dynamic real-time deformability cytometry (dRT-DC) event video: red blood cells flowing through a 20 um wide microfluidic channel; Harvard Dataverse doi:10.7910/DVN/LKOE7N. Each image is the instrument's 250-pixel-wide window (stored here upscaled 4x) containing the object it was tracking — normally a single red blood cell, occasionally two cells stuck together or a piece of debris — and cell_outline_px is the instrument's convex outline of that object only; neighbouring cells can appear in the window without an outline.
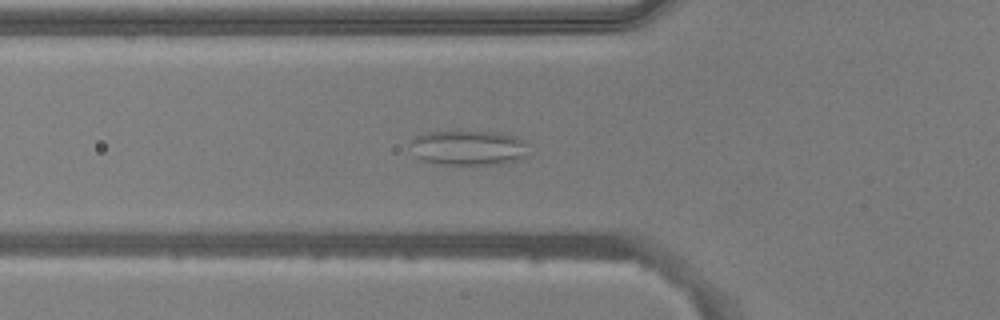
{"species": "common noctule bat (a hibernating species)", "species_latin": "Nyctalus noctula", "temperature_condition": "warm", "stored_images_in_passage": 52, "camera_frame_rate_fps": 3000, "um_per_image_px": 0.085, "animal": {"sex": "male", "body_mass_g": 20.5, "forearm_length_mm": 52.5}, "frame": {"image": 1, "passage_image": 19, "time_ms": 6.0, "image_size_px": [1000, 320], "cell_outline_px": [[528, 156], [516, 160], [500, 164], [444, 164], [420, 160], [416, 156], [408, 144], [416, 136], [424, 132], [448, 128], [456, 128], [504, 132], [516, 136], [524, 140]], "centroid_in_image_um": [39.78, 12.48], "position_along_channel_um": 86.0, "area_um2": 25.37}}
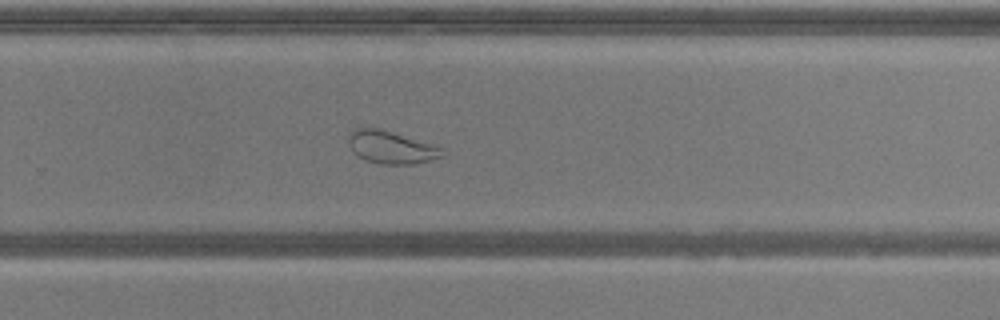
{"frame": {"image": 2, "passage_image": 35, "time_ms": 11.333, "image_size_px": [1000, 320], "cell_outline_px": [[448, 152], [444, 156], [412, 164], [380, 164], [364, 160], [356, 156], [352, 152], [348, 144], [348, 132], [356, 128], [380, 128], [432, 144]], "centroid_in_image_um": [33.2, 12.52], "position_along_channel_um": 296.6, "area_um2": 18.03}}
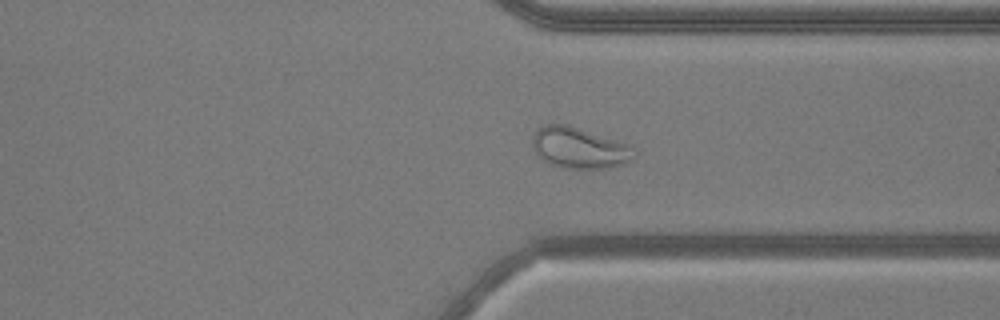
{"frame": {"image": 3, "passage_image": 40, "time_ms": 13.0, "image_size_px": [1000, 320], "cell_outline_px": [[636, 156], [632, 160], [624, 164], [604, 168], [564, 168], [552, 164], [536, 156], [532, 148], [532, 136], [536, 128], [544, 124], [568, 124], [628, 144], [636, 152]], "centroid_in_image_um": [49.2, 12.56], "position_along_channel_um": 362.2, "area_um2": 24.51}, "authors_computed_cell_mechanics": {"area_um2": 26.6458, "velocity_mm_per_s": 3.9305, "shape_relaxation_time_tau1_ms": null, "shape_relaxation_time_tau2_ms": 1.0357, "deformation_change_tau1": null, "deformation_change_tau2": 0.0733}}